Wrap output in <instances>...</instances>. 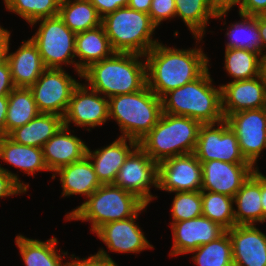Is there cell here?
I'll list each match as a JSON object with an SVG mask.
<instances>
[{
    "label": "cell",
    "mask_w": 266,
    "mask_h": 266,
    "mask_svg": "<svg viewBox=\"0 0 266 266\" xmlns=\"http://www.w3.org/2000/svg\"><path fill=\"white\" fill-rule=\"evenodd\" d=\"M147 86L161 98L199 78L210 66L202 48L176 49L157 43L144 55Z\"/></svg>",
    "instance_id": "1"
},
{
    "label": "cell",
    "mask_w": 266,
    "mask_h": 266,
    "mask_svg": "<svg viewBox=\"0 0 266 266\" xmlns=\"http://www.w3.org/2000/svg\"><path fill=\"white\" fill-rule=\"evenodd\" d=\"M141 57L145 56L114 52L107 59L90 65L82 72L81 78L88 82L86 85L89 88L108 99L115 95L137 92L147 84L146 60H141Z\"/></svg>",
    "instance_id": "2"
},
{
    "label": "cell",
    "mask_w": 266,
    "mask_h": 266,
    "mask_svg": "<svg viewBox=\"0 0 266 266\" xmlns=\"http://www.w3.org/2000/svg\"><path fill=\"white\" fill-rule=\"evenodd\" d=\"M210 76L208 68L193 82L165 93L161 97L162 112L189 117L201 124H217L225 120L221 86L215 88Z\"/></svg>",
    "instance_id": "3"
},
{
    "label": "cell",
    "mask_w": 266,
    "mask_h": 266,
    "mask_svg": "<svg viewBox=\"0 0 266 266\" xmlns=\"http://www.w3.org/2000/svg\"><path fill=\"white\" fill-rule=\"evenodd\" d=\"M202 124L192 118L161 114L157 124L138 145L157 164L175 156L194 153Z\"/></svg>",
    "instance_id": "4"
},
{
    "label": "cell",
    "mask_w": 266,
    "mask_h": 266,
    "mask_svg": "<svg viewBox=\"0 0 266 266\" xmlns=\"http://www.w3.org/2000/svg\"><path fill=\"white\" fill-rule=\"evenodd\" d=\"M162 114L161 98L147 84L139 91L109 98V119H114L119 137L139 142L158 122Z\"/></svg>",
    "instance_id": "5"
},
{
    "label": "cell",
    "mask_w": 266,
    "mask_h": 266,
    "mask_svg": "<svg viewBox=\"0 0 266 266\" xmlns=\"http://www.w3.org/2000/svg\"><path fill=\"white\" fill-rule=\"evenodd\" d=\"M144 205L136 195L114 184H102L65 218L68 221H89L94 233L106 223L134 216Z\"/></svg>",
    "instance_id": "6"
},
{
    "label": "cell",
    "mask_w": 266,
    "mask_h": 266,
    "mask_svg": "<svg viewBox=\"0 0 266 266\" xmlns=\"http://www.w3.org/2000/svg\"><path fill=\"white\" fill-rule=\"evenodd\" d=\"M101 25L115 52L145 55L159 43L152 38L157 26L149 14L128 6L103 17Z\"/></svg>",
    "instance_id": "7"
},
{
    "label": "cell",
    "mask_w": 266,
    "mask_h": 266,
    "mask_svg": "<svg viewBox=\"0 0 266 266\" xmlns=\"http://www.w3.org/2000/svg\"><path fill=\"white\" fill-rule=\"evenodd\" d=\"M40 22L36 33L31 40L36 44L46 68L62 69V65H74L78 73L77 62L75 61V37L63 20L57 15L54 17L41 18L30 25L34 26Z\"/></svg>",
    "instance_id": "8"
},
{
    "label": "cell",
    "mask_w": 266,
    "mask_h": 266,
    "mask_svg": "<svg viewBox=\"0 0 266 266\" xmlns=\"http://www.w3.org/2000/svg\"><path fill=\"white\" fill-rule=\"evenodd\" d=\"M79 83L63 68H47L29 89L40 113L64 117L72 92Z\"/></svg>",
    "instance_id": "9"
},
{
    "label": "cell",
    "mask_w": 266,
    "mask_h": 266,
    "mask_svg": "<svg viewBox=\"0 0 266 266\" xmlns=\"http://www.w3.org/2000/svg\"><path fill=\"white\" fill-rule=\"evenodd\" d=\"M194 154L201 164L211 160L249 163L241 152L235 132L225 120L200 126Z\"/></svg>",
    "instance_id": "10"
},
{
    "label": "cell",
    "mask_w": 266,
    "mask_h": 266,
    "mask_svg": "<svg viewBox=\"0 0 266 266\" xmlns=\"http://www.w3.org/2000/svg\"><path fill=\"white\" fill-rule=\"evenodd\" d=\"M113 184L148 205L155 197L151 186L158 188V164L138 145L125 159Z\"/></svg>",
    "instance_id": "11"
},
{
    "label": "cell",
    "mask_w": 266,
    "mask_h": 266,
    "mask_svg": "<svg viewBox=\"0 0 266 266\" xmlns=\"http://www.w3.org/2000/svg\"><path fill=\"white\" fill-rule=\"evenodd\" d=\"M235 132L245 159L257 169V159L266 149V113L264 108L243 110L225 118Z\"/></svg>",
    "instance_id": "12"
},
{
    "label": "cell",
    "mask_w": 266,
    "mask_h": 266,
    "mask_svg": "<svg viewBox=\"0 0 266 266\" xmlns=\"http://www.w3.org/2000/svg\"><path fill=\"white\" fill-rule=\"evenodd\" d=\"M99 95V96H98ZM101 96L86 84L79 83L73 90L68 109L63 117L64 126L74 123L77 127L95 128L109 119V99Z\"/></svg>",
    "instance_id": "13"
},
{
    "label": "cell",
    "mask_w": 266,
    "mask_h": 266,
    "mask_svg": "<svg viewBox=\"0 0 266 266\" xmlns=\"http://www.w3.org/2000/svg\"><path fill=\"white\" fill-rule=\"evenodd\" d=\"M202 164L194 153L175 156L158 164V189L170 193L201 191Z\"/></svg>",
    "instance_id": "14"
},
{
    "label": "cell",
    "mask_w": 266,
    "mask_h": 266,
    "mask_svg": "<svg viewBox=\"0 0 266 266\" xmlns=\"http://www.w3.org/2000/svg\"><path fill=\"white\" fill-rule=\"evenodd\" d=\"M171 225L173 245L170 256L188 254L198 247L222 236L226 229L201 215L190 220L174 222Z\"/></svg>",
    "instance_id": "15"
},
{
    "label": "cell",
    "mask_w": 266,
    "mask_h": 266,
    "mask_svg": "<svg viewBox=\"0 0 266 266\" xmlns=\"http://www.w3.org/2000/svg\"><path fill=\"white\" fill-rule=\"evenodd\" d=\"M148 205H144L134 216L112 221L98 228L94 233L103 241L107 248L117 253H140L152 249L153 245L146 239L144 232L135 222L139 213Z\"/></svg>",
    "instance_id": "16"
},
{
    "label": "cell",
    "mask_w": 266,
    "mask_h": 266,
    "mask_svg": "<svg viewBox=\"0 0 266 266\" xmlns=\"http://www.w3.org/2000/svg\"><path fill=\"white\" fill-rule=\"evenodd\" d=\"M255 170L250 163H229L219 160L203 162L201 190L234 197Z\"/></svg>",
    "instance_id": "17"
},
{
    "label": "cell",
    "mask_w": 266,
    "mask_h": 266,
    "mask_svg": "<svg viewBox=\"0 0 266 266\" xmlns=\"http://www.w3.org/2000/svg\"><path fill=\"white\" fill-rule=\"evenodd\" d=\"M220 86L224 118L239 111L260 109L266 104V78L263 73L252 79L231 81Z\"/></svg>",
    "instance_id": "18"
},
{
    "label": "cell",
    "mask_w": 266,
    "mask_h": 266,
    "mask_svg": "<svg viewBox=\"0 0 266 266\" xmlns=\"http://www.w3.org/2000/svg\"><path fill=\"white\" fill-rule=\"evenodd\" d=\"M232 242L234 266H266V234L254 225L226 230Z\"/></svg>",
    "instance_id": "19"
},
{
    "label": "cell",
    "mask_w": 266,
    "mask_h": 266,
    "mask_svg": "<svg viewBox=\"0 0 266 266\" xmlns=\"http://www.w3.org/2000/svg\"><path fill=\"white\" fill-rule=\"evenodd\" d=\"M127 141L129 145L127 144ZM138 146V142L118 137L111 144L91 151L87 147L86 156L91 161L101 184H113L128 155Z\"/></svg>",
    "instance_id": "20"
},
{
    "label": "cell",
    "mask_w": 266,
    "mask_h": 266,
    "mask_svg": "<svg viewBox=\"0 0 266 266\" xmlns=\"http://www.w3.org/2000/svg\"><path fill=\"white\" fill-rule=\"evenodd\" d=\"M69 130L63 125L42 147L44 162L50 172L86 156L88 146Z\"/></svg>",
    "instance_id": "21"
},
{
    "label": "cell",
    "mask_w": 266,
    "mask_h": 266,
    "mask_svg": "<svg viewBox=\"0 0 266 266\" xmlns=\"http://www.w3.org/2000/svg\"><path fill=\"white\" fill-rule=\"evenodd\" d=\"M7 48L6 61L10 67L11 79L15 87H31L47 69L42 61L36 44L31 40L22 41V45L12 53Z\"/></svg>",
    "instance_id": "22"
},
{
    "label": "cell",
    "mask_w": 266,
    "mask_h": 266,
    "mask_svg": "<svg viewBox=\"0 0 266 266\" xmlns=\"http://www.w3.org/2000/svg\"><path fill=\"white\" fill-rule=\"evenodd\" d=\"M176 12L175 18L180 17L200 43L204 38L208 19L226 17L229 6H221L216 0H174Z\"/></svg>",
    "instance_id": "23"
},
{
    "label": "cell",
    "mask_w": 266,
    "mask_h": 266,
    "mask_svg": "<svg viewBox=\"0 0 266 266\" xmlns=\"http://www.w3.org/2000/svg\"><path fill=\"white\" fill-rule=\"evenodd\" d=\"M60 176L62 197L70 195H84L86 199L102 184L98 180L94 167L87 156L82 160L59 168L53 175Z\"/></svg>",
    "instance_id": "24"
},
{
    "label": "cell",
    "mask_w": 266,
    "mask_h": 266,
    "mask_svg": "<svg viewBox=\"0 0 266 266\" xmlns=\"http://www.w3.org/2000/svg\"><path fill=\"white\" fill-rule=\"evenodd\" d=\"M233 201L235 225H254L263 223L261 204V172L257 168L236 192Z\"/></svg>",
    "instance_id": "25"
},
{
    "label": "cell",
    "mask_w": 266,
    "mask_h": 266,
    "mask_svg": "<svg viewBox=\"0 0 266 266\" xmlns=\"http://www.w3.org/2000/svg\"><path fill=\"white\" fill-rule=\"evenodd\" d=\"M114 52L102 25L76 34L75 56L80 59L77 61L78 73L82 74L90 65L107 59Z\"/></svg>",
    "instance_id": "26"
},
{
    "label": "cell",
    "mask_w": 266,
    "mask_h": 266,
    "mask_svg": "<svg viewBox=\"0 0 266 266\" xmlns=\"http://www.w3.org/2000/svg\"><path fill=\"white\" fill-rule=\"evenodd\" d=\"M63 125L62 116L39 113L30 122L15 128L7 136L18 144L42 148Z\"/></svg>",
    "instance_id": "27"
},
{
    "label": "cell",
    "mask_w": 266,
    "mask_h": 266,
    "mask_svg": "<svg viewBox=\"0 0 266 266\" xmlns=\"http://www.w3.org/2000/svg\"><path fill=\"white\" fill-rule=\"evenodd\" d=\"M15 242L25 266H68L69 262H62L68 251L61 252L64 256L58 254V241L55 237L43 242L19 234Z\"/></svg>",
    "instance_id": "28"
},
{
    "label": "cell",
    "mask_w": 266,
    "mask_h": 266,
    "mask_svg": "<svg viewBox=\"0 0 266 266\" xmlns=\"http://www.w3.org/2000/svg\"><path fill=\"white\" fill-rule=\"evenodd\" d=\"M0 158L33 177L37 171H49L42 148L18 144L7 135L0 136Z\"/></svg>",
    "instance_id": "29"
},
{
    "label": "cell",
    "mask_w": 266,
    "mask_h": 266,
    "mask_svg": "<svg viewBox=\"0 0 266 266\" xmlns=\"http://www.w3.org/2000/svg\"><path fill=\"white\" fill-rule=\"evenodd\" d=\"M58 16L75 34L96 28L102 21L90 0H61Z\"/></svg>",
    "instance_id": "30"
},
{
    "label": "cell",
    "mask_w": 266,
    "mask_h": 266,
    "mask_svg": "<svg viewBox=\"0 0 266 266\" xmlns=\"http://www.w3.org/2000/svg\"><path fill=\"white\" fill-rule=\"evenodd\" d=\"M224 69L233 81L252 79L263 73V58L252 50L225 49Z\"/></svg>",
    "instance_id": "31"
},
{
    "label": "cell",
    "mask_w": 266,
    "mask_h": 266,
    "mask_svg": "<svg viewBox=\"0 0 266 266\" xmlns=\"http://www.w3.org/2000/svg\"><path fill=\"white\" fill-rule=\"evenodd\" d=\"M39 113L30 89L15 87L8 95L6 135L15 128L30 122Z\"/></svg>",
    "instance_id": "32"
},
{
    "label": "cell",
    "mask_w": 266,
    "mask_h": 266,
    "mask_svg": "<svg viewBox=\"0 0 266 266\" xmlns=\"http://www.w3.org/2000/svg\"><path fill=\"white\" fill-rule=\"evenodd\" d=\"M241 22L231 24L225 35L229 40L226 49H247L259 53L262 56V38L259 34L257 16L239 14Z\"/></svg>",
    "instance_id": "33"
},
{
    "label": "cell",
    "mask_w": 266,
    "mask_h": 266,
    "mask_svg": "<svg viewBox=\"0 0 266 266\" xmlns=\"http://www.w3.org/2000/svg\"><path fill=\"white\" fill-rule=\"evenodd\" d=\"M202 215L220 224L226 230L235 226L233 197L201 190Z\"/></svg>",
    "instance_id": "34"
},
{
    "label": "cell",
    "mask_w": 266,
    "mask_h": 266,
    "mask_svg": "<svg viewBox=\"0 0 266 266\" xmlns=\"http://www.w3.org/2000/svg\"><path fill=\"white\" fill-rule=\"evenodd\" d=\"M192 260L199 266H234L232 242L226 231L222 236L191 251Z\"/></svg>",
    "instance_id": "35"
},
{
    "label": "cell",
    "mask_w": 266,
    "mask_h": 266,
    "mask_svg": "<svg viewBox=\"0 0 266 266\" xmlns=\"http://www.w3.org/2000/svg\"><path fill=\"white\" fill-rule=\"evenodd\" d=\"M61 0H7L5 7L23 18L27 23L54 17L59 14Z\"/></svg>",
    "instance_id": "36"
},
{
    "label": "cell",
    "mask_w": 266,
    "mask_h": 266,
    "mask_svg": "<svg viewBox=\"0 0 266 266\" xmlns=\"http://www.w3.org/2000/svg\"><path fill=\"white\" fill-rule=\"evenodd\" d=\"M171 216L172 223L190 220L202 215L201 191L174 192Z\"/></svg>",
    "instance_id": "37"
},
{
    "label": "cell",
    "mask_w": 266,
    "mask_h": 266,
    "mask_svg": "<svg viewBox=\"0 0 266 266\" xmlns=\"http://www.w3.org/2000/svg\"><path fill=\"white\" fill-rule=\"evenodd\" d=\"M29 186L24 184L18 175L0 165V198L25 193Z\"/></svg>",
    "instance_id": "38"
},
{
    "label": "cell",
    "mask_w": 266,
    "mask_h": 266,
    "mask_svg": "<svg viewBox=\"0 0 266 266\" xmlns=\"http://www.w3.org/2000/svg\"><path fill=\"white\" fill-rule=\"evenodd\" d=\"M175 12L174 0H152L149 16L158 27L162 21L174 18Z\"/></svg>",
    "instance_id": "39"
},
{
    "label": "cell",
    "mask_w": 266,
    "mask_h": 266,
    "mask_svg": "<svg viewBox=\"0 0 266 266\" xmlns=\"http://www.w3.org/2000/svg\"><path fill=\"white\" fill-rule=\"evenodd\" d=\"M74 256L71 255L68 266H118L103 248H100L96 254L89 256L87 259Z\"/></svg>",
    "instance_id": "40"
},
{
    "label": "cell",
    "mask_w": 266,
    "mask_h": 266,
    "mask_svg": "<svg viewBox=\"0 0 266 266\" xmlns=\"http://www.w3.org/2000/svg\"><path fill=\"white\" fill-rule=\"evenodd\" d=\"M239 4V14L257 16L266 8V0H235L229 7Z\"/></svg>",
    "instance_id": "41"
},
{
    "label": "cell",
    "mask_w": 266,
    "mask_h": 266,
    "mask_svg": "<svg viewBox=\"0 0 266 266\" xmlns=\"http://www.w3.org/2000/svg\"><path fill=\"white\" fill-rule=\"evenodd\" d=\"M101 18L113 13L119 8L127 7L129 0H90Z\"/></svg>",
    "instance_id": "42"
},
{
    "label": "cell",
    "mask_w": 266,
    "mask_h": 266,
    "mask_svg": "<svg viewBox=\"0 0 266 266\" xmlns=\"http://www.w3.org/2000/svg\"><path fill=\"white\" fill-rule=\"evenodd\" d=\"M15 88L11 79L10 67L5 60L0 64V96L9 95Z\"/></svg>",
    "instance_id": "43"
},
{
    "label": "cell",
    "mask_w": 266,
    "mask_h": 266,
    "mask_svg": "<svg viewBox=\"0 0 266 266\" xmlns=\"http://www.w3.org/2000/svg\"><path fill=\"white\" fill-rule=\"evenodd\" d=\"M11 33L0 26V64L6 60L8 44H10Z\"/></svg>",
    "instance_id": "44"
},
{
    "label": "cell",
    "mask_w": 266,
    "mask_h": 266,
    "mask_svg": "<svg viewBox=\"0 0 266 266\" xmlns=\"http://www.w3.org/2000/svg\"><path fill=\"white\" fill-rule=\"evenodd\" d=\"M7 109H8V95L0 96V136L6 135Z\"/></svg>",
    "instance_id": "45"
},
{
    "label": "cell",
    "mask_w": 266,
    "mask_h": 266,
    "mask_svg": "<svg viewBox=\"0 0 266 266\" xmlns=\"http://www.w3.org/2000/svg\"><path fill=\"white\" fill-rule=\"evenodd\" d=\"M152 0H129L128 7L149 14Z\"/></svg>",
    "instance_id": "46"
},
{
    "label": "cell",
    "mask_w": 266,
    "mask_h": 266,
    "mask_svg": "<svg viewBox=\"0 0 266 266\" xmlns=\"http://www.w3.org/2000/svg\"><path fill=\"white\" fill-rule=\"evenodd\" d=\"M257 25H258L259 34H260V36L262 38V58L265 59L266 58V52H263V51L266 48V22L262 21L257 16Z\"/></svg>",
    "instance_id": "47"
},
{
    "label": "cell",
    "mask_w": 266,
    "mask_h": 266,
    "mask_svg": "<svg viewBox=\"0 0 266 266\" xmlns=\"http://www.w3.org/2000/svg\"><path fill=\"white\" fill-rule=\"evenodd\" d=\"M261 204L263 209V223L266 222V176L261 173Z\"/></svg>",
    "instance_id": "48"
},
{
    "label": "cell",
    "mask_w": 266,
    "mask_h": 266,
    "mask_svg": "<svg viewBox=\"0 0 266 266\" xmlns=\"http://www.w3.org/2000/svg\"><path fill=\"white\" fill-rule=\"evenodd\" d=\"M221 6H230L235 0H216Z\"/></svg>",
    "instance_id": "49"
},
{
    "label": "cell",
    "mask_w": 266,
    "mask_h": 266,
    "mask_svg": "<svg viewBox=\"0 0 266 266\" xmlns=\"http://www.w3.org/2000/svg\"><path fill=\"white\" fill-rule=\"evenodd\" d=\"M262 21L266 22V8L257 15Z\"/></svg>",
    "instance_id": "50"
},
{
    "label": "cell",
    "mask_w": 266,
    "mask_h": 266,
    "mask_svg": "<svg viewBox=\"0 0 266 266\" xmlns=\"http://www.w3.org/2000/svg\"><path fill=\"white\" fill-rule=\"evenodd\" d=\"M263 74H264V76L266 78V58L263 59Z\"/></svg>",
    "instance_id": "51"
}]
</instances>
